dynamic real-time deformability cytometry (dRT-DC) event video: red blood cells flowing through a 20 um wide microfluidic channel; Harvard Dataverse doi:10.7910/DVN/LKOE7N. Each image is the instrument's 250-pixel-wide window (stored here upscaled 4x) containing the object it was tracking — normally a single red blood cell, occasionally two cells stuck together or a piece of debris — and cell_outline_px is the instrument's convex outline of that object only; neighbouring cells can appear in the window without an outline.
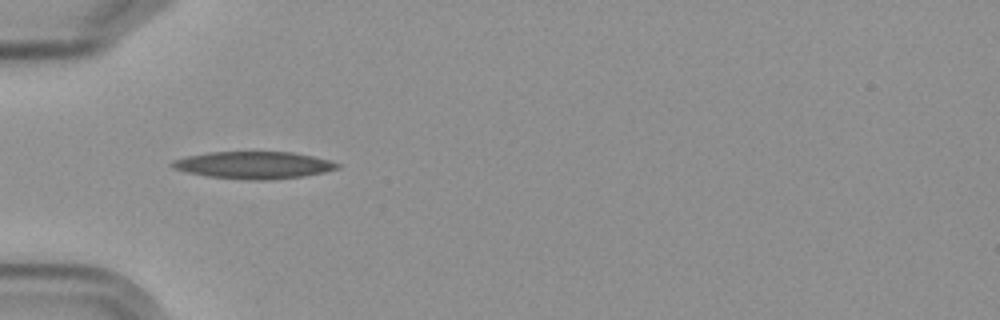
{"species": "Egyptian fruit bat (a non-hibernating species)", "species_latin": "Rousettus aegyptiacus", "temperature_condition": "cold", "stored_images_in_passage": 7, "camera_frame_rate_fps": 3000, "um_per_image_px": 0.085, "frame": {"image": 1, "passage_image": 6, "time_ms": 5.667, "image_size_px": [1000, 320], "cell_outline_px": [[340, 168], [324, 172], [304, 176], [272, 180], [252, 180], [208, 176], [188, 172], [172, 168], [168, 164], [172, 160], [188, 156], [208, 152], [292, 152], [312, 156], [328, 160], [340, 164]], "centroid_in_image_um": [21.56, 14.03], "position_along_channel_um": 63.4, "area_um2": 26.13}}
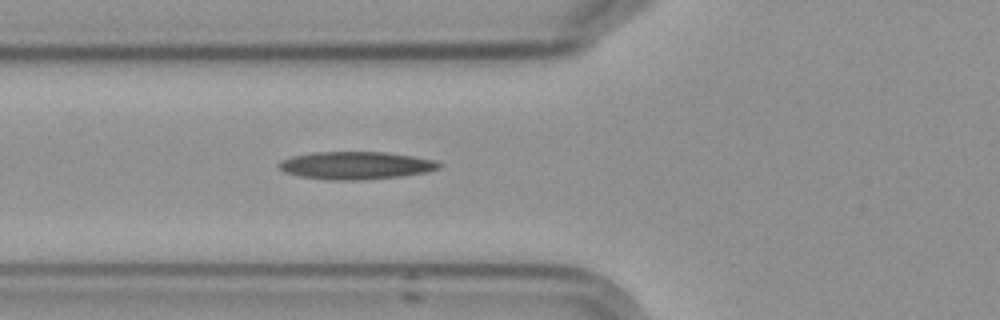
{"frame": {"image": 2, "passage_image": 7, "time_ms": 6.667, "image_size_px": [1000, 320], "cell_outline_px": [[440, 168], [428, 172], [404, 176], [356, 180], [328, 180], [300, 176], [284, 172], [276, 164], [280, 160], [292, 156], [312, 152], [384, 152], [412, 156], [436, 160], [440, 164]], "centroid_in_image_um": [30.23, 14.06], "position_along_channel_um": 95.6, "area_um2": 25.95}}